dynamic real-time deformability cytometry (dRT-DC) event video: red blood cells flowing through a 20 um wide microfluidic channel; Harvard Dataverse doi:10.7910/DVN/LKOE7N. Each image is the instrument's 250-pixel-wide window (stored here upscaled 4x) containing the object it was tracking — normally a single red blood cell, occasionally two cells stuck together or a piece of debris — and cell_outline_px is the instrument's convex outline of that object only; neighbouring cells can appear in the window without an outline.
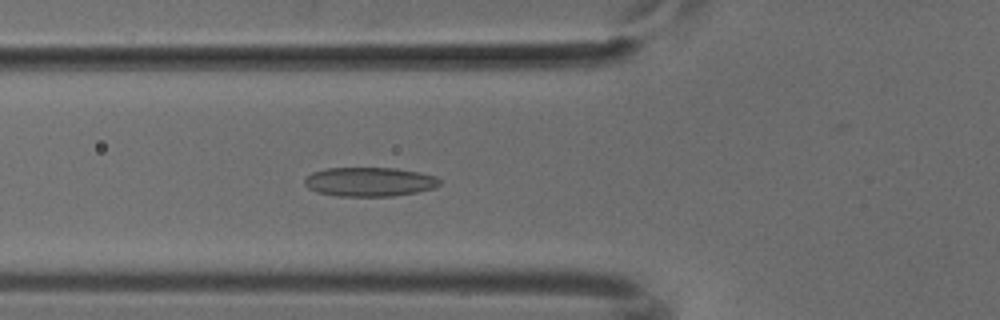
{"species": "common noctule bat (a hibernating species)", "species_latin": "Nyctalus noctula", "temperature_condition": "cold", "stored_images_in_passage": 46, "camera_frame_rate_fps": 3000, "um_per_image_px": 0.085, "animal": {"sex": "male", "body_mass_g": 18.8}, "frame": {"image": 1, "passage_image": 13, "time_ms": 4.0, "image_size_px": [1000, 320], "cell_outline_px": [[440, 184], [436, 188], [416, 192], [392, 196], [336, 196], [316, 192], [308, 188], [304, 184], [304, 180], [312, 172], [324, 168], [396, 168], [420, 172], [436, 176], [440, 180]], "centroid_in_image_um": [31.41, 15.45], "position_along_channel_um": 94.4, "area_um2": 23.12}}
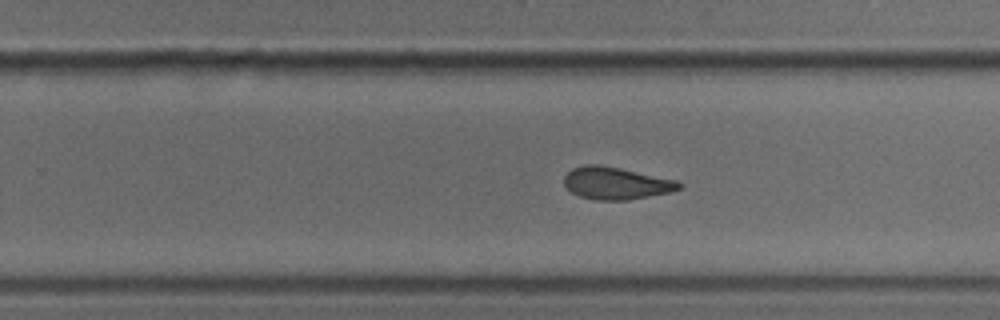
{"frame": {"image": 2, "passage_image": 27, "time_ms": 8.667, "image_size_px": [1000, 320], "cell_outline_px": [[684, 188], [672, 192], [628, 200], [596, 200], [580, 196], [572, 192], [564, 184], [564, 176], [572, 168], [584, 164], [596, 164], [620, 168], [676, 180], [684, 184]], "centroid_in_image_um": [52.4, 15.57], "position_along_channel_um": 277.4, "area_um2": 21.73}}
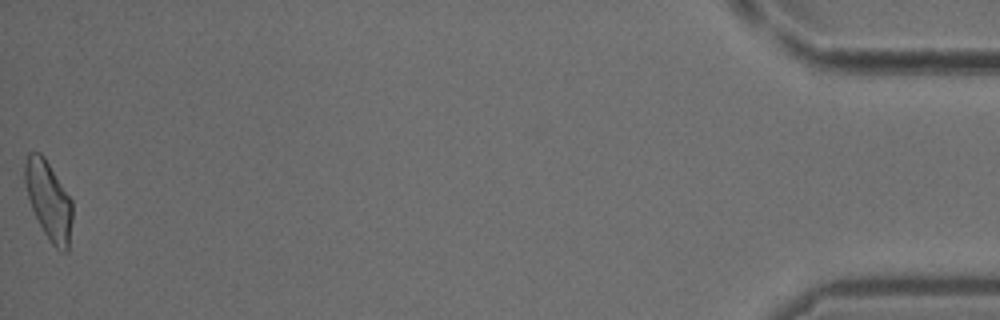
{"frame": {"image": 3, "passage_image": 46, "time_ms": 15.0, "image_size_px": [1000, 320], "cell_outline_px": [[72, 220], [68, 252], [60, 252], [52, 244], [44, 232], [32, 208], [24, 184], [24, 164], [28, 152], [40, 152], [44, 156], [72, 200]], "centroid_in_image_um": [4.14, 17.03], "position_along_channel_um": 431.1, "area_um2": 21.68}}